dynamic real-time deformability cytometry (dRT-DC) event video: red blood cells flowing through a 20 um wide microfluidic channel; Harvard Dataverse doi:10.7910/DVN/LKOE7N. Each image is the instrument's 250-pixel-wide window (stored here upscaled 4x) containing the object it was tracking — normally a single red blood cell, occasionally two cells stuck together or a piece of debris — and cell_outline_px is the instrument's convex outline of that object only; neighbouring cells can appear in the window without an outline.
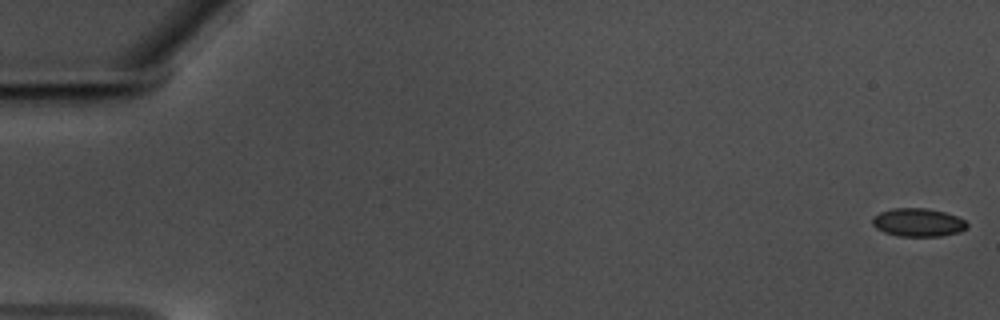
{"species": "common noctule bat (a hibernating species)", "species_latin": "Nyctalus noctula", "temperature_condition": "warm", "stored_images_in_passage": 53, "camera_frame_rate_fps": 3000, "um_per_image_px": 0.085, "animal": {"sex": "male", "body_mass_g": 17.5, "forearm_length_mm": 52.3}, "frame": {"image": 1, "passage_image": 1, "time_ms": 0.0, "image_size_px": [1000, 320], "cell_outline_px": [[968, 228], [960, 232], [940, 236], [896, 236], [884, 232], [876, 228], [872, 224], [872, 216], [880, 212], [892, 208], [928, 208], [944, 212], [956, 216], [964, 220], [968, 224]], "centroid_in_image_um": [78.02, 18.91], "position_along_channel_um": 7.0, "area_um2": 15.72}}
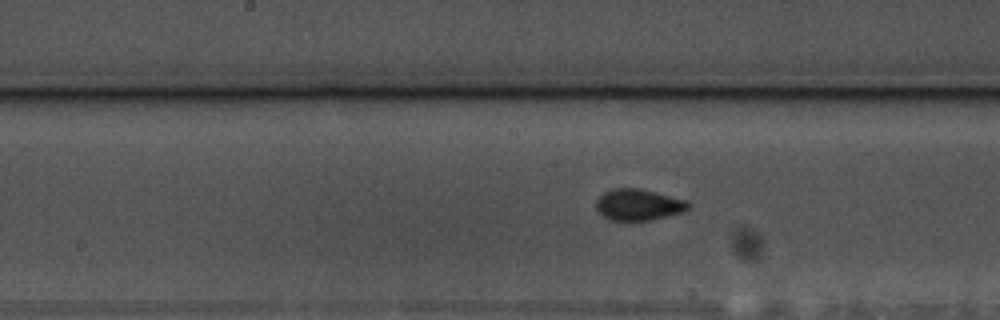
{"frame": {"image": 2, "passage_image": 31, "time_ms": 10.0, "image_size_px": [1000, 320], "cell_outline_px": [[692, 204], [684, 212], [652, 220], [608, 220], [596, 208], [596, 200], [604, 192], [612, 188], [640, 188], [684, 200]], "centroid_in_image_um": [54.26, 17.4], "position_along_channel_um": 193.9, "area_um2": 16.76}}
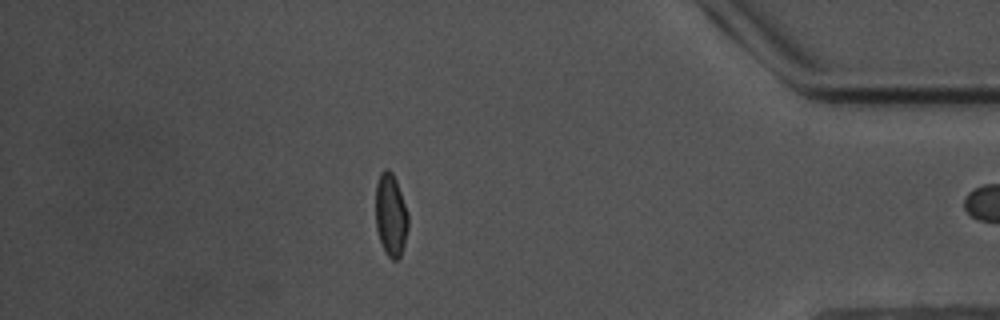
{"frame": {"image": 3, "passage_image": 52, "time_ms": 17.0, "image_size_px": [1000, 320], "cell_outline_px": [[408, 228], [404, 244], [400, 256], [396, 260], [392, 260], [388, 256], [380, 240], [376, 228], [376, 184], [380, 172], [384, 168], [388, 168], [392, 172], [396, 180], [408, 212]], "centroid_in_image_um": [33.22, 18.24], "position_along_channel_um": 402.0, "area_um2": 15.66}}